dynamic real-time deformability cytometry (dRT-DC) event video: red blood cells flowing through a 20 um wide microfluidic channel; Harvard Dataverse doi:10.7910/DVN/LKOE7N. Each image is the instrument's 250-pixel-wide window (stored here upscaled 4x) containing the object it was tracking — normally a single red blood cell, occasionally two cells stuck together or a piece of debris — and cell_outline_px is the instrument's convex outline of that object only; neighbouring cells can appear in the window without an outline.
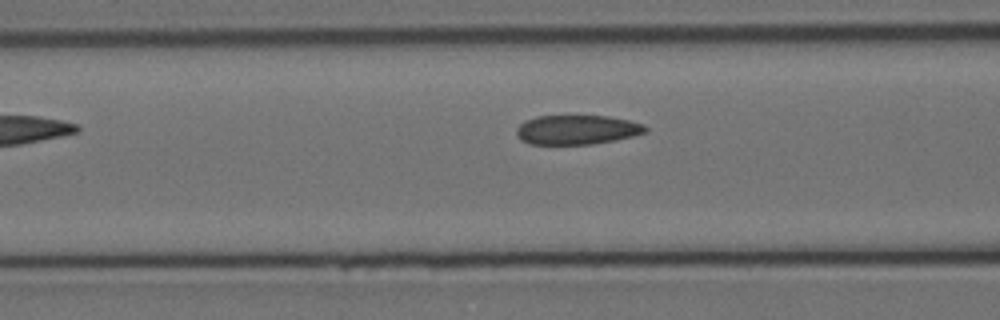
{"species": "Egyptian fruit bat (a non-hibernating species)", "species_latin": "Rousettus aegyptiacus", "temperature_condition": "cold", "stored_images_in_passage": 5, "camera_frame_rate_fps": 3000, "um_per_image_px": 0.085, "animal": {"sex": "female"}, "frame": {"image": 1, "passage_image": 5, "time_ms": 5.0, "image_size_px": [1000, 320], "cell_outline_px": [[648, 132], [616, 140], [592, 144], [528, 144], [520, 140], [516, 136], [516, 128], [524, 120], [536, 116], [608, 116], [628, 120], [644, 124], [648, 128]], "centroid_in_image_um": [49.02, 11.03], "position_along_channel_um": 117.6, "area_um2": 22.31}}